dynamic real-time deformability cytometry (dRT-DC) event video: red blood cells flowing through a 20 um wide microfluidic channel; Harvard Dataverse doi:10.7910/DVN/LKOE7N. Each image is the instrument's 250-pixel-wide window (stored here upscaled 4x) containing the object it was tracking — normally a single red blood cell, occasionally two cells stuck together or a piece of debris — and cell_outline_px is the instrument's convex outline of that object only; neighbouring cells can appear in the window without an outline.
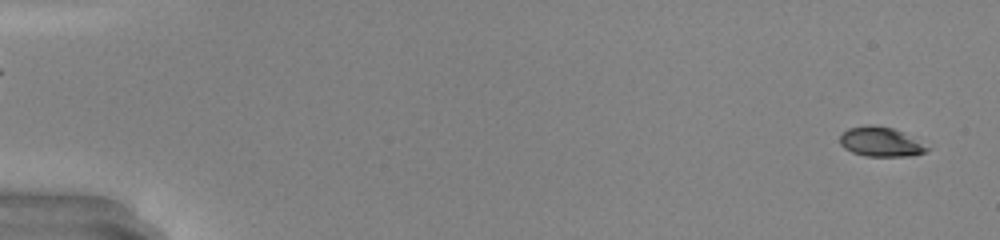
{"species": "common noctule bat (a hibernating species)", "species_latin": "Nyctalus noctula", "temperature_condition": "warm", "stored_images_in_passage": 50, "camera_frame_rate_fps": 3000, "um_per_image_px": 0.085, "animal": {"sex": "male", "body_mass_g": 20.0, "forearm_length_mm": 53.3}, "frame": {"image": 1, "passage_image": 2, "time_ms": 0.333, "image_size_px": [1000, 240], "cell_outline_px": [[932, 148], [924, 152], [912, 156], [864, 156], [852, 152], [844, 148], [840, 144], [840, 136], [848, 128], [868, 124], [872, 124], [892, 128]], "centroid_in_image_um": [74.82, 12.06], "position_along_channel_um": 10.2, "area_um2": 14.85}}
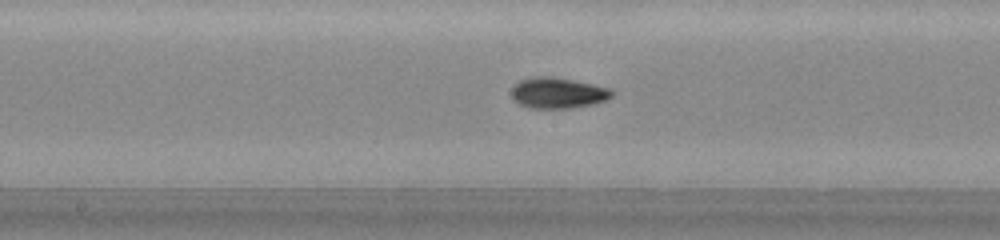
{"frame": {"image": 2, "passage_image": 27, "time_ms": 8.667, "image_size_px": [1000, 240], "cell_outline_px": [[616, 92], [612, 96], [604, 100], [592, 104], [572, 108], [528, 108], [512, 100], [512, 84], [520, 80], [532, 76], [552, 76], [592, 84], [608, 88]], "centroid_in_image_um": [47.36, 7.89], "position_along_channel_um": 200.8, "area_um2": 18.15}}
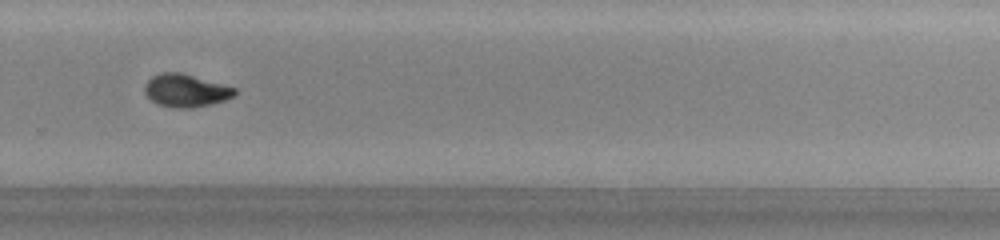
{"frame": {"image": 3, "passage_image": 35, "time_ms": 11.333, "image_size_px": [1000, 240], "cell_outline_px": [[236, 92], [232, 96], [224, 100], [192, 108], [172, 108], [156, 104], [144, 92], [144, 84], [152, 76], [160, 72], [180, 72], [236, 88]], "centroid_in_image_um": [15.73, 7.69], "position_along_channel_um": 314.1, "area_um2": 17.11}, "authors_computed_cell_mechanics": {"area_um2": 16.6753, "velocity_mm_per_s": 4.259, "shape_relaxation_time_tau1_ms": 3.899, "shape_relaxation_time_tau2_ms": 0.9051, "deformation_change_tau1": 0.1877, "deformation_change_tau2": 0.0428}}